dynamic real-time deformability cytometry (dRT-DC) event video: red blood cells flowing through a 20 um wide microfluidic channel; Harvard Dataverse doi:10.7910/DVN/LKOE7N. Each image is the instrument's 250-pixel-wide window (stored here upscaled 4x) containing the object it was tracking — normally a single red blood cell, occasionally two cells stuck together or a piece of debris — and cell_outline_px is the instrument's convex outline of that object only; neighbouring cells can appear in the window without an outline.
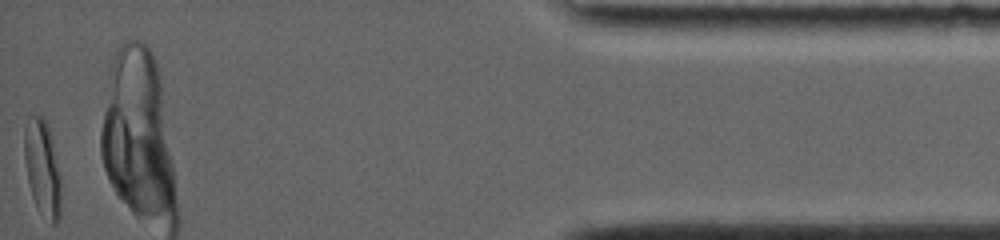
{"species": "common noctule bat (a hibernating species)", "species_latin": "Nyctalus noctula", "temperature_condition": "room temperature", "stored_images_in_passage": 25, "camera_frame_rate_fps": 4000, "um_per_image_px": 0.085, "animal": {"sex": "female", "body_mass_g": 19.0, "forearm_length_mm": 56.7}, "frame": {"image": 1, "passage_image": 25, "time_ms": 11.5, "image_size_px": [1000, 240], "cell_outline_px": [[60, 220], [56, 224], [52, 224], [36, 208], [32, 196], [28, 180], [24, 156], [24, 128], [28, 116], [40, 116], [48, 124], [60, 176]], "centroid_in_image_um": [3.59, 14.31], "position_along_channel_um": 431.6, "area_um2": 20.46}, "authors_computed_cell_mechanics": {"area_um2": 18.6694, "velocity_mm_per_s": 3.8107, "shape_relaxation_time_tau1_ms": null, "shape_relaxation_time_tau2_ms": 1.4372, "deformation_change_tau1": null, "deformation_change_tau2": 0.0575}}